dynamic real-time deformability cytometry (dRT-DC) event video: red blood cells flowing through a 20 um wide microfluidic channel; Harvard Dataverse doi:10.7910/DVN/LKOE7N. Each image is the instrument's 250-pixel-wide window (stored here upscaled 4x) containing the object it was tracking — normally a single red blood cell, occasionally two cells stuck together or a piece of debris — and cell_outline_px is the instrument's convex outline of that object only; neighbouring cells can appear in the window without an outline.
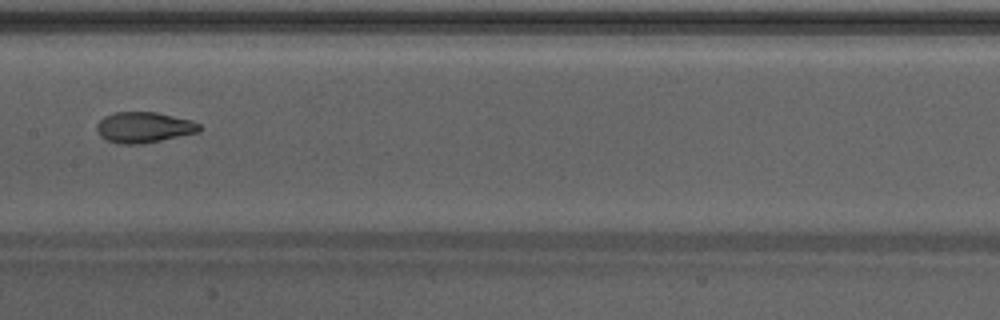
{"species": "Egyptian fruit bat (a non-hibernating species)", "species_latin": "Rousettus aegyptiacus", "temperature_condition": "warm", "stored_images_in_passage": 32, "camera_frame_rate_fps": 3000, "um_per_image_px": 0.085, "animal": {"sex": "male"}, "frame": {"image": 1, "passage_image": 10, "time_ms": 3.0, "image_size_px": [1000, 320], "cell_outline_px": [[200, 132], [160, 140], [136, 144], [120, 144], [108, 140], [100, 136], [96, 128], [96, 124], [104, 116], [116, 112], [156, 112], [192, 120], [200, 124]], "centroid_in_image_um": [12.23, 10.81], "position_along_channel_um": 195.2, "area_um2": 18.26}, "authors_computed_cell_mechanics": {"area_um2": 18.496, "velocity_mm_per_s": 4.2908, "shape_relaxation_time_tau1_ms": 6.0652, "shape_relaxation_time_tau2_ms": 1.2497, "deformation_change_tau1": 0.2067, "deformation_change_tau2": 0.0691}}